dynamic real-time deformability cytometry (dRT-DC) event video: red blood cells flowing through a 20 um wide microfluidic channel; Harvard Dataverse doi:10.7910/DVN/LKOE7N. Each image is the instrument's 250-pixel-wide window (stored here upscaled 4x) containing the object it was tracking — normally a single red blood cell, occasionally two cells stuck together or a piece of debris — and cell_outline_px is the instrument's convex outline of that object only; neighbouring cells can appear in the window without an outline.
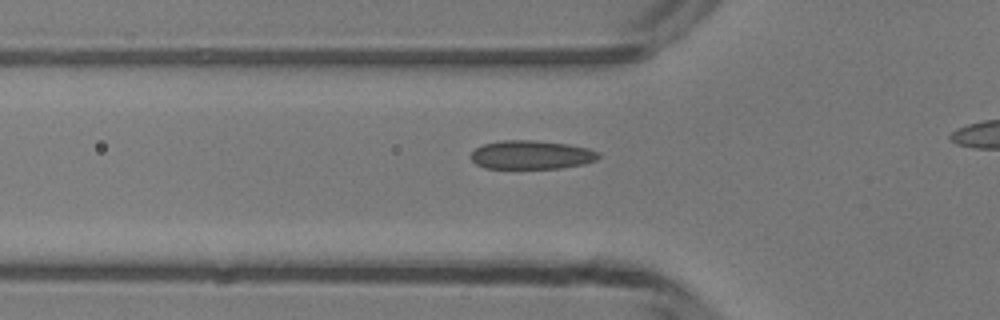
{"species": "common noctule bat (a hibernating species)", "species_latin": "Nyctalus noctula", "temperature_condition": "room temperature", "stored_images_in_passage": 34, "camera_frame_rate_fps": 3000, "um_per_image_px": 0.085, "animal": {"sex": "male", "body_mass_g": 13.3}, "frame": {"image": 1, "passage_image": 11, "time_ms": 3.333, "image_size_px": [1000, 320], "cell_outline_px": [[600, 156], [596, 160], [584, 164], [560, 168], [484, 168], [476, 164], [468, 156], [476, 148], [484, 144], [500, 140], [536, 140], [568, 144], [588, 148], [600, 152]], "centroid_in_image_um": [45.16, 13.16], "position_along_channel_um": 80.6, "area_um2": 21.5}}
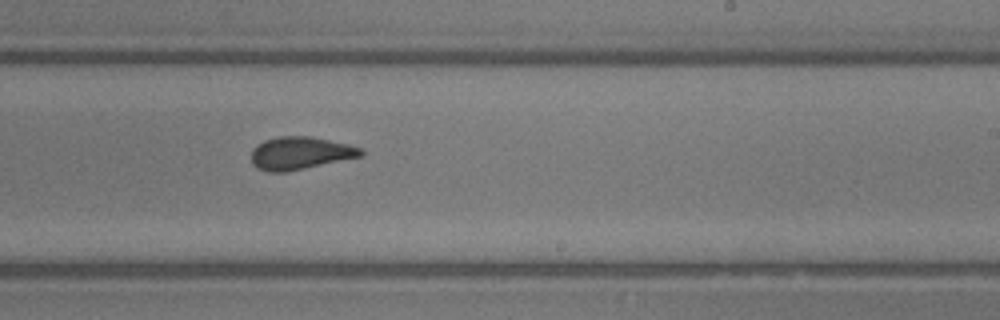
{"frame": {"image": 2, "passage_image": 24, "time_ms": 7.667, "image_size_px": [1000, 320], "cell_outline_px": [[364, 156], [284, 172], [268, 172], [256, 168], [252, 164], [252, 148], [256, 144], [264, 140], [280, 136], [312, 136], [348, 144], [360, 148], [364, 152]], "centroid_in_image_um": [25.5, 13.01], "position_along_channel_um": 263.5, "area_um2": 20.98}}
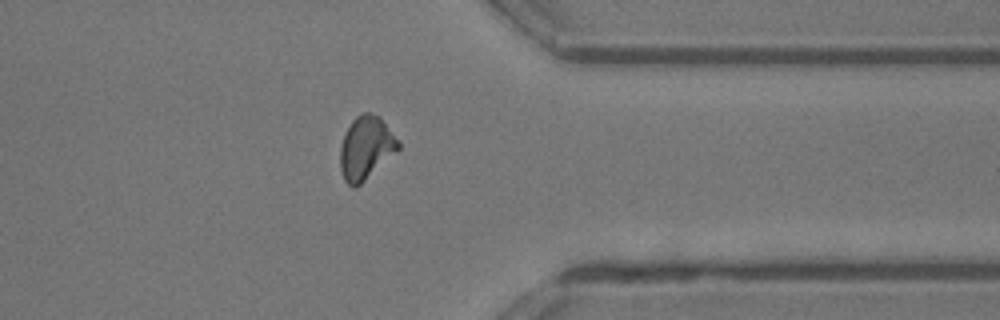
{"frame": {"image": 3, "passage_image": 33, "time_ms": 10.667, "image_size_px": [1000, 320], "cell_outline_px": [[400, 148], [356, 188], [352, 188], [344, 180], [340, 168], [340, 148], [344, 136], [352, 120], [360, 112], [372, 112], [380, 116], [400, 144]], "centroid_in_image_um": [31.08, 12.56], "position_along_channel_um": 380.3, "area_um2": 21.21}}